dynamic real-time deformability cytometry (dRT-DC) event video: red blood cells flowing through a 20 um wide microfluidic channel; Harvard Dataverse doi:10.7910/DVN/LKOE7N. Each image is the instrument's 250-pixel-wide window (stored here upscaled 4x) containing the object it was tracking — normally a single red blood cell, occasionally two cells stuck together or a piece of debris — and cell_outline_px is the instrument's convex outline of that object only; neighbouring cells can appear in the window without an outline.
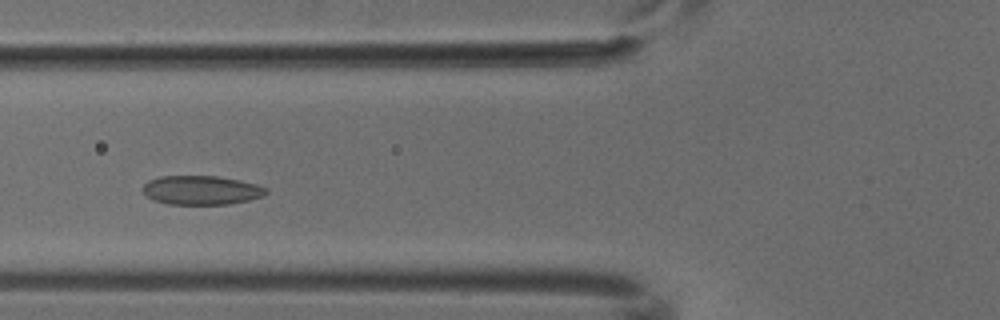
{"species": "common noctule bat (a hibernating species)", "species_latin": "Nyctalus noctula", "temperature_condition": "cold", "stored_images_in_passage": 4, "camera_frame_rate_fps": 3000, "um_per_image_px": 0.085, "animal": {"sex": "male", "body_mass_g": 18.8}, "frame": {"image": 1, "passage_image": 4, "time_ms": 1.0, "image_size_px": [1000, 320], "cell_outline_px": [[268, 192], [264, 196], [248, 200], [228, 204], [168, 204], [152, 200], [140, 188], [148, 180], [160, 176], [216, 176], [240, 180], [256, 184], [268, 188]], "centroid_in_image_um": [17.11, 16.16], "position_along_channel_um": 108.7, "area_um2": 20.98}}